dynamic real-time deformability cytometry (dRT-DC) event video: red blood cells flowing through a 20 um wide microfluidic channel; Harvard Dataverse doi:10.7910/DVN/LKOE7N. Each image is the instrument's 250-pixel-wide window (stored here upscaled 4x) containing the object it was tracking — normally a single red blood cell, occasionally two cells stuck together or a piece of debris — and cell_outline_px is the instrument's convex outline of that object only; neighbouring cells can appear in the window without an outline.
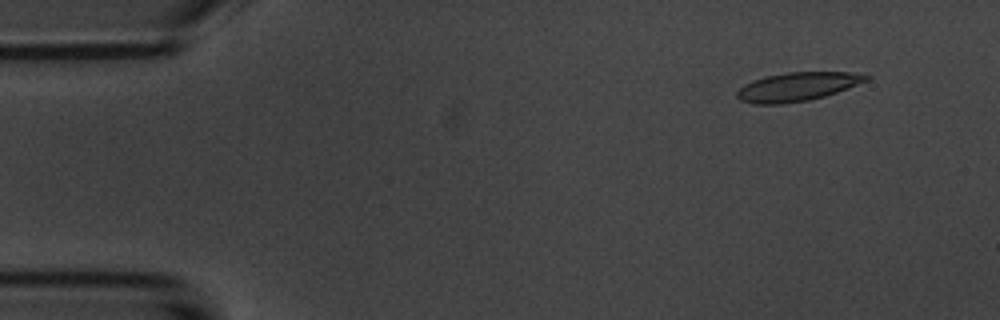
{"species": "common noctule bat (a hibernating species)", "species_latin": "Nyctalus noctula", "temperature_condition": "room temperature", "stored_images_in_passage": 19, "camera_frame_rate_fps": 3000, "um_per_image_px": 0.085, "animal": {"sex": "male", "body_mass_g": 20.1, "forearm_length_mm": 53.5}, "frame": {"image": 1, "passage_image": 1, "time_ms": 0.0, "image_size_px": [1000, 320], "cell_outline_px": [[872, 76], [868, 80], [836, 92], [824, 96], [808, 100], [784, 104], [756, 104], [740, 100], [736, 96], [736, 92], [744, 84], [752, 80], [764, 76], [788, 72], [848, 72]], "centroid_in_image_um": [67.72, 7.37], "position_along_channel_um": 17.3, "area_um2": 21.5}}
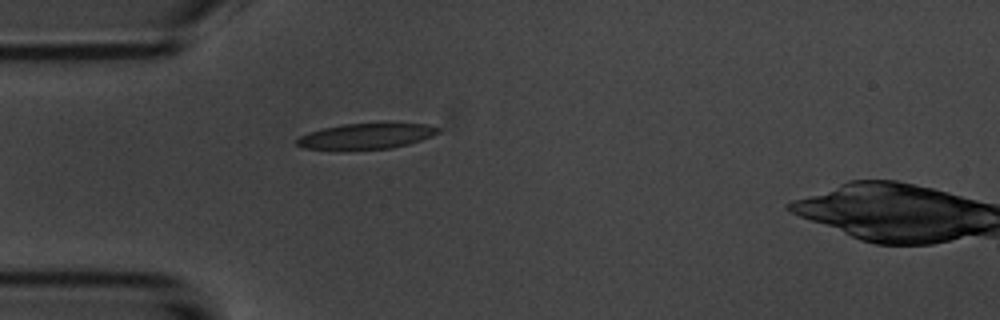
{"frame": {"image": 2, "passage_image": 11, "time_ms": 3.333, "image_size_px": [1000, 320], "cell_outline_px": [[440, 132], [432, 136], [408, 144], [392, 148], [304, 148], [296, 144], [296, 140], [300, 136], [308, 132], [324, 128], [344, 124], [428, 124], [440, 128]], "centroid_in_image_um": [31.16, 11.55], "position_along_channel_um": 53.8, "area_um2": 20.29}}
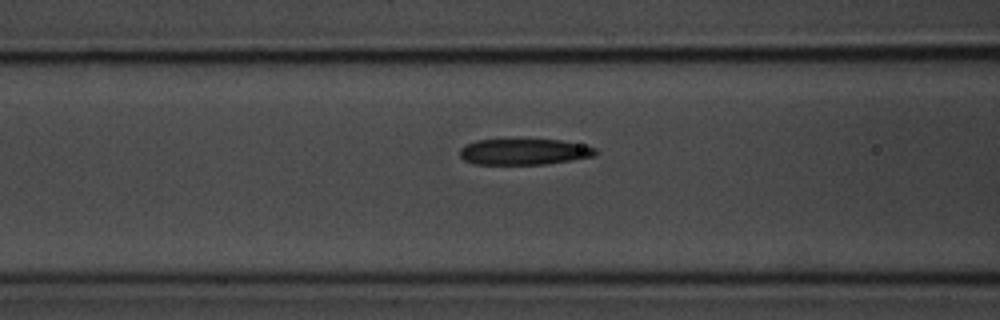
{"frame": {"image": 3, "passage_image": 17, "time_ms": 5.333, "image_size_px": [1000, 320], "cell_outline_px": [[596, 152], [592, 156], [572, 160], [544, 164], [472, 164], [464, 160], [460, 156], [460, 148], [476, 140], [560, 140], [580, 144], [596, 148]], "centroid_in_image_um": [44.51, 12.91], "position_along_channel_um": 122.1, "area_um2": 20.29}}